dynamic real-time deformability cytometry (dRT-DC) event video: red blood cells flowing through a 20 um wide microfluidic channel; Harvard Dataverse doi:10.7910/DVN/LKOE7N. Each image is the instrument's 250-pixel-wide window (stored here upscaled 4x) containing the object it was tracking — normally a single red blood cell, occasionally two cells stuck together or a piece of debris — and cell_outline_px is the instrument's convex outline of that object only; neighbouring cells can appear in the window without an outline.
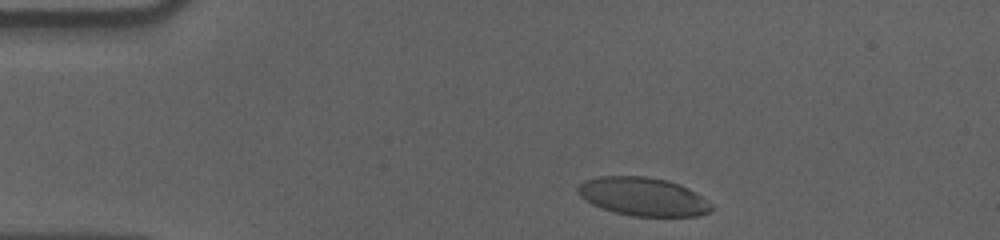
{"species": "human", "species_latin": "Homo sapiens", "temperature_condition": "cold", "stored_images_in_passage": 41, "camera_frame_rate_fps": 3000, "um_per_image_px": 0.085, "donor": {"sex": "male"}, "frame": {"image": 1, "passage_image": 3, "time_ms": 0.667, "image_size_px": [1000, 240], "cell_outline_px": [[716, 208], [708, 212], [696, 216], [632, 216], [600, 208], [592, 204], [580, 196], [576, 192], [576, 188], [584, 180], [600, 176], [644, 176], [668, 180], [680, 184], [696, 192], [712, 204]], "centroid_in_image_um": [54.66, 16.71], "position_along_channel_um": 30.3, "area_um2": 30.06}}
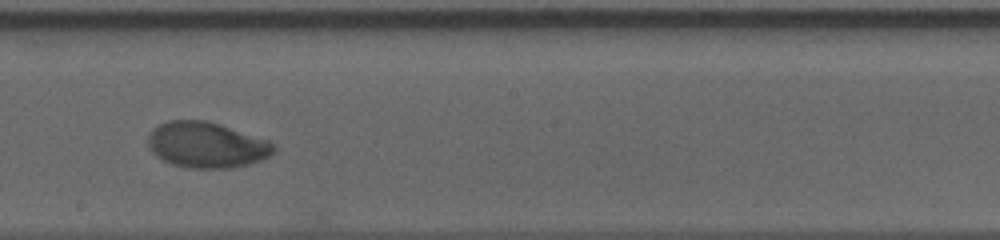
{"frame": {"image": 2, "passage_image": 25, "time_ms": 8.0, "image_size_px": [1000, 240], "cell_outline_px": [[276, 152], [260, 160], [248, 164], [228, 168], [188, 168], [172, 164], [156, 156], [152, 152], [148, 144], [148, 136], [152, 128], [168, 120], [208, 120], [268, 140], [276, 148]], "centroid_in_image_um": [17.54, 12.31], "position_along_channel_um": 230.7, "area_um2": 33.52}}
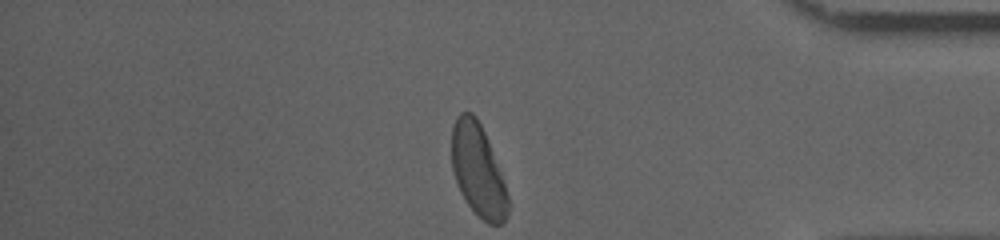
{"frame": {"image": 3, "passage_image": 41, "time_ms": 13.333, "image_size_px": [1000, 240], "cell_outline_px": [[508, 212], [504, 220], [500, 224], [488, 224], [468, 204], [460, 192], [452, 168], [452, 124], [456, 116], [460, 112], [472, 112], [476, 116], [484, 132], [504, 180], [508, 196]], "centroid_in_image_um": [40.62, 14.44], "position_along_channel_um": 394.6, "area_um2": 29.94}, "authors_computed_cell_mechanics": {"area_um2": 32.946, "velocity_mm_per_s": 3.5633, "shape_relaxation_time_tau1_ms": 3.6519, "shape_relaxation_time_tau2_ms": 1.0986, "deformation_change_tau1": 0.1614, "deformation_change_tau2": 0.035}}